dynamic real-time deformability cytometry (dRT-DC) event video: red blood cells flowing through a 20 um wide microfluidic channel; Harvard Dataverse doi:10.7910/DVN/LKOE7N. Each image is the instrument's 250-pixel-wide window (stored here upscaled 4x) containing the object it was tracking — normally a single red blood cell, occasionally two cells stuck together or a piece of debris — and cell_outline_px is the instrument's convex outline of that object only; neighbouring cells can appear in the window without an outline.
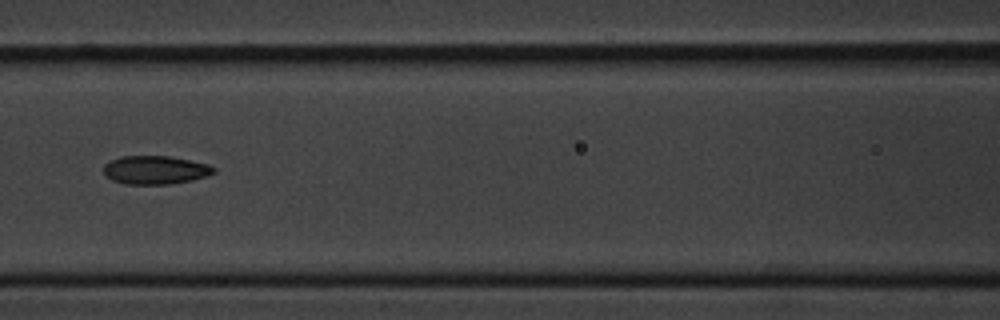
{"species": "common noctule bat (a hibernating species)", "species_latin": "Nyctalus noctula", "temperature_condition": "cold", "stored_images_in_passage": 9, "camera_frame_rate_fps": 3000, "um_per_image_px": 0.085, "animal": {"sex": "male", "body_mass_g": 20.1, "forearm_length_mm": 53.5}, "frame": {"image": 1, "passage_image": 6, "time_ms": 6.0, "image_size_px": [1000, 320], "cell_outline_px": [[216, 172], [192, 180], [168, 184], [124, 184], [112, 180], [104, 176], [104, 164], [120, 156], [168, 156], [208, 164], [216, 168]], "centroid_in_image_um": [13.17, 14.45], "position_along_channel_um": 153.4, "area_um2": 18.21}}
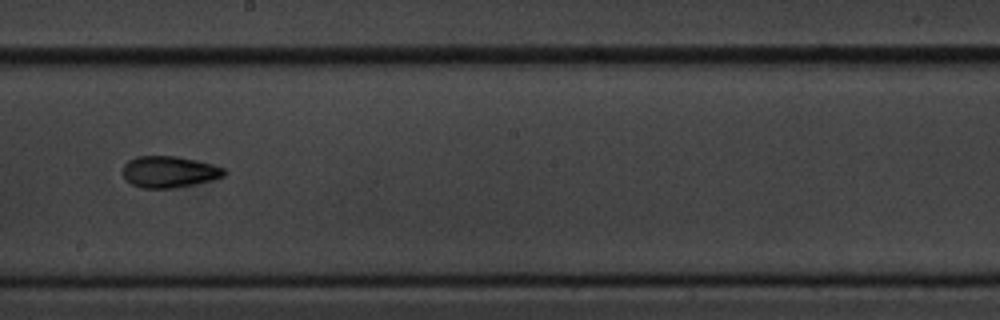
{"frame": {"image": 2, "passage_image": 8, "time_ms": 8.333, "image_size_px": [1000, 320], "cell_outline_px": [[228, 172], [224, 176], [212, 180], [172, 188], [140, 188], [132, 184], [124, 176], [124, 164], [128, 160], [136, 156], [176, 156], [212, 164], [224, 168]], "centroid_in_image_um": [14.39, 14.6], "position_along_channel_um": 233.8, "area_um2": 18.44}}
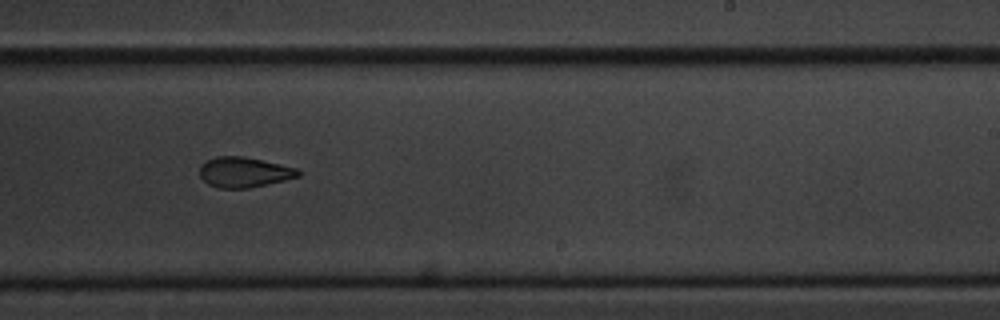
{"frame": {"image": 3, "passage_image": 9, "time_ms": 9.333, "image_size_px": [1000, 320], "cell_outline_px": [[300, 176], [284, 180], [248, 188], [220, 188], [208, 184], [200, 176], [200, 164], [216, 156], [244, 156], [300, 168]], "centroid_in_image_um": [20.76, 14.62], "position_along_channel_um": 268.2, "area_um2": 17.4}}